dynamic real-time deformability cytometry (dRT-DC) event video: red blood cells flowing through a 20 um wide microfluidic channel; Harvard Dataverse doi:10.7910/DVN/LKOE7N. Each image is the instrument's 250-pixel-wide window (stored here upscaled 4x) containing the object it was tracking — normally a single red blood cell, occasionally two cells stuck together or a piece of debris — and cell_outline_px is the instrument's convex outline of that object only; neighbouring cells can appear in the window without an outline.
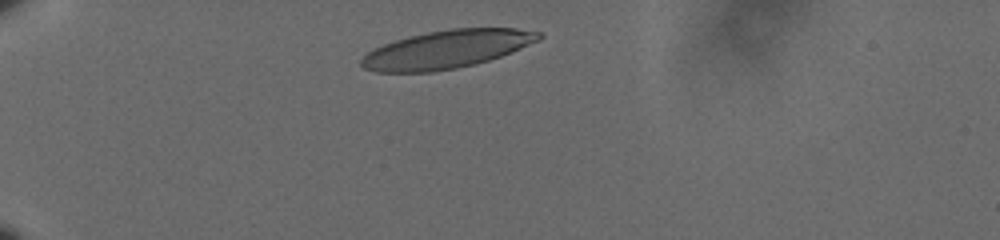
{"species": "human", "species_latin": "Homo sapiens", "temperature_condition": "cold", "stored_images_in_passage": 6, "camera_frame_rate_fps": 3000, "um_per_image_px": 0.085, "donor": {"sex": "male"}, "frame": {"image": 1, "passage_image": 1, "time_ms": 0.0, "image_size_px": [1000, 240], "cell_outline_px": [[544, 36], [540, 40], [500, 56], [488, 60], [456, 68], [432, 72], [376, 72], [364, 68], [360, 64], [360, 60], [368, 52], [384, 44], [396, 40], [428, 32], [452, 28], [516, 28], [544, 32]], "centroid_in_image_um": [38.0, 4.19], "position_along_channel_um": 47.0, "area_um2": 39.07}}
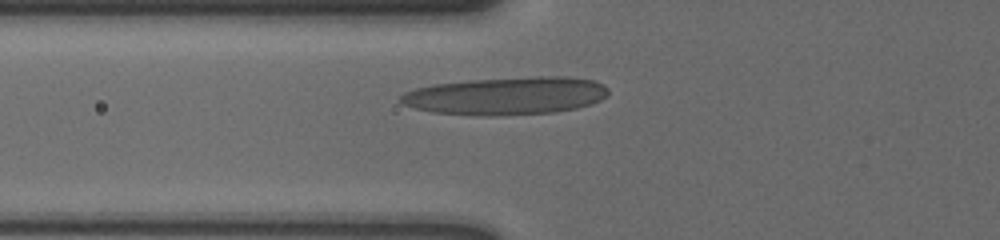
{"frame": {"image": 2, "passage_image": 4, "time_ms": 1.0, "image_size_px": [1000, 240], "cell_outline_px": [[608, 96], [592, 104], [576, 108], [552, 112], [496, 116], [484, 116], [432, 112], [416, 108], [404, 104], [396, 100], [404, 92], [416, 88], [432, 84], [468, 80], [536, 76], [568, 76], [596, 80], [604, 84], [608, 88]], "centroid_in_image_um": [43.05, 8.13], "position_along_channel_um": 82.8, "area_um2": 46.18}}
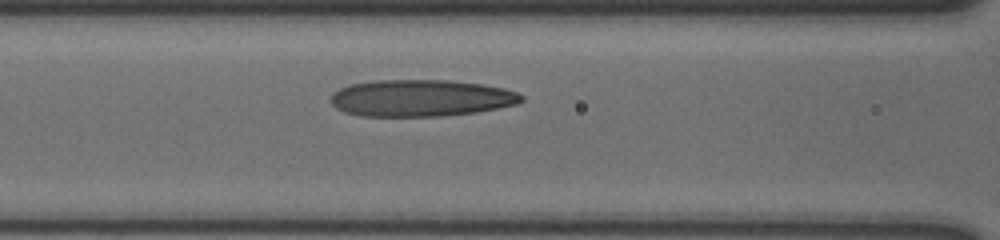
{"frame": {"image": 3, "passage_image": 6, "time_ms": 1.667, "image_size_px": [1000, 240], "cell_outline_px": [[524, 100], [516, 104], [476, 112], [440, 116], [360, 116], [344, 112], [336, 108], [328, 100], [332, 92], [348, 84], [376, 80], [448, 80], [480, 84], [504, 88], [516, 92], [524, 96]], "centroid_in_image_um": [35.72, 8.33], "position_along_channel_um": 130.9, "area_um2": 41.1}}